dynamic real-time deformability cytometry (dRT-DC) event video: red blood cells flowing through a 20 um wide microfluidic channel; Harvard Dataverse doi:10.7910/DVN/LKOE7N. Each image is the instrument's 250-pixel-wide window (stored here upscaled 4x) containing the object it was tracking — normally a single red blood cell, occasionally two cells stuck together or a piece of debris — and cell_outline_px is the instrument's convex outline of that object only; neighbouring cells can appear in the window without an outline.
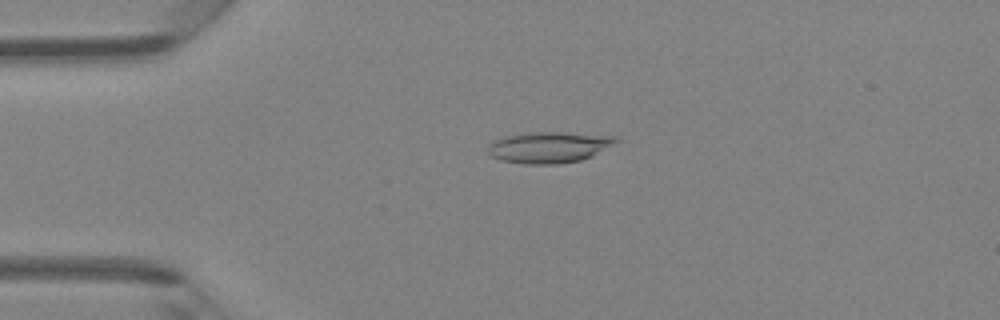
{"species": "Egyptian fruit bat (a non-hibernating species)", "species_latin": "Rousettus aegyptiacus", "temperature_condition": "room temperature", "stored_images_in_passage": 47, "camera_frame_rate_fps": 3000, "um_per_image_px": 0.085, "animal": {"sex": "female"}, "frame": {"image": 1, "passage_image": 11, "time_ms": 3.333, "image_size_px": [1000, 320], "cell_outline_px": [[624, 140], [592, 156], [580, 160], [556, 164], [524, 164], [500, 160], [492, 156], [488, 152], [488, 144], [504, 136], [528, 132], [560, 132], [620, 136]], "centroid_in_image_um": [46.74, 12.51], "position_along_channel_um": 38.3, "area_um2": 23.58}}
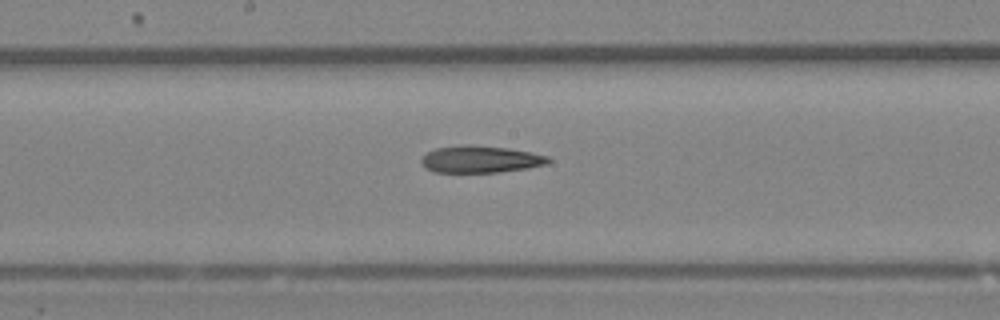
{"frame": {"image": 2, "passage_image": 25, "time_ms": 8.0, "image_size_px": [1000, 320], "cell_outline_px": [[552, 160], [548, 164], [528, 168], [500, 172], [436, 172], [424, 168], [420, 164], [420, 160], [428, 152], [436, 148], [508, 148], [548, 156]], "centroid_in_image_um": [40.88, 13.6], "position_along_channel_um": 207.3, "area_um2": 18.96}}
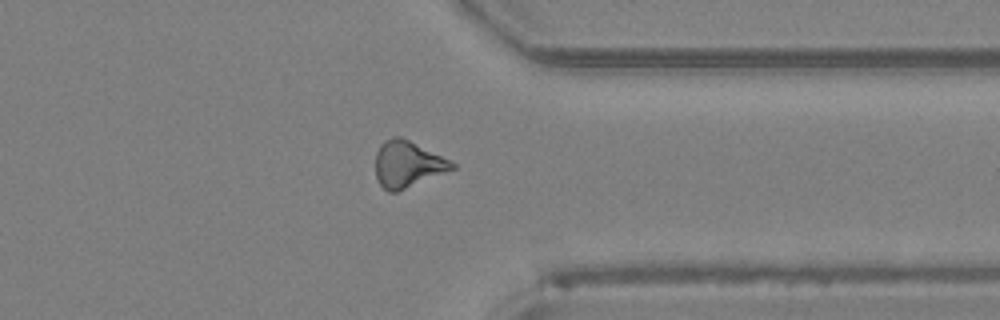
{"frame": {"image": 3, "passage_image": 37, "time_ms": 12.0, "image_size_px": [1000, 320], "cell_outline_px": [[456, 168], [396, 192], [388, 192], [380, 184], [376, 176], [376, 152], [380, 144], [384, 140], [392, 136], [400, 136], [452, 160], [456, 164]], "centroid_in_image_um": [34.65, 13.94], "position_along_channel_um": 376.8, "area_um2": 20.69}}